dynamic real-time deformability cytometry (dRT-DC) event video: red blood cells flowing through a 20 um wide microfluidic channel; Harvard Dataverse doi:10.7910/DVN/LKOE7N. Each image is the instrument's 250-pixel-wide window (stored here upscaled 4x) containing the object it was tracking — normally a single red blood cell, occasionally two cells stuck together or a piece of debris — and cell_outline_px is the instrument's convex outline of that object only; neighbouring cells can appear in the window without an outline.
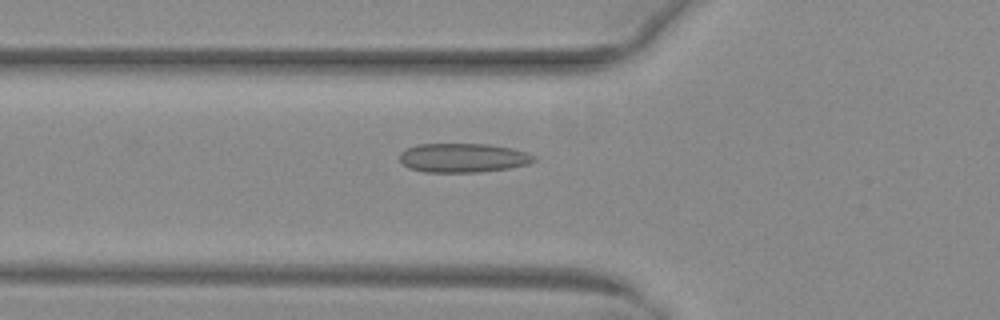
{"species": "common noctule bat (a hibernating species)", "species_latin": "Nyctalus noctula", "temperature_condition": "warm", "stored_images_in_passage": 53, "segment_of_instrument_passage": [1, 2], "camera_frame_rate_fps": 3000, "um_per_image_px": 0.085, "animal": {"sex": "female", "body_mass_g": 29.2, "forearm_length_mm": 56.3}, "frame": {"image": 1, "passage_image": 19, "time_ms": 6.0, "image_size_px": [1000, 320], "cell_outline_px": [[536, 160], [528, 164], [508, 168], [480, 172], [424, 172], [408, 168], [400, 160], [400, 152], [416, 144], [488, 144], [512, 148], [536, 156]], "centroid_in_image_um": [39.35, 13.41], "position_along_channel_um": 86.5, "area_um2": 22.77}}
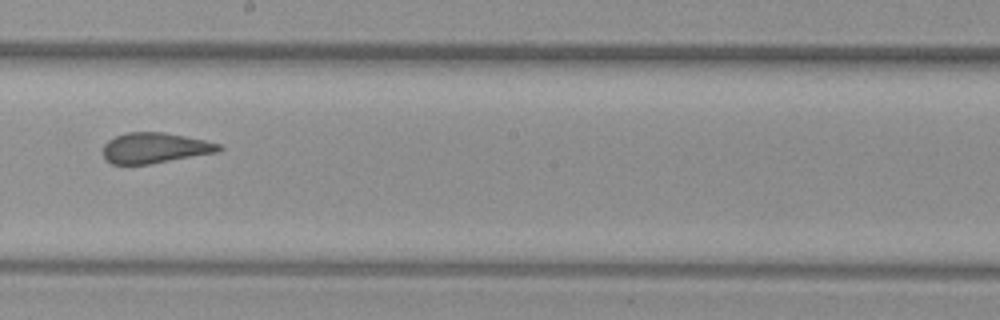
{"frame": {"image": 2, "passage_image": 30, "time_ms": 9.667, "image_size_px": [1000, 320], "cell_outline_px": [[224, 148], [220, 152], [148, 164], [112, 164], [104, 160], [104, 144], [108, 140], [116, 136], [128, 132], [164, 132], [204, 140], [220, 144]], "centroid_in_image_um": [13.18, 12.58], "position_along_channel_um": 235.0, "area_um2": 20.58}}
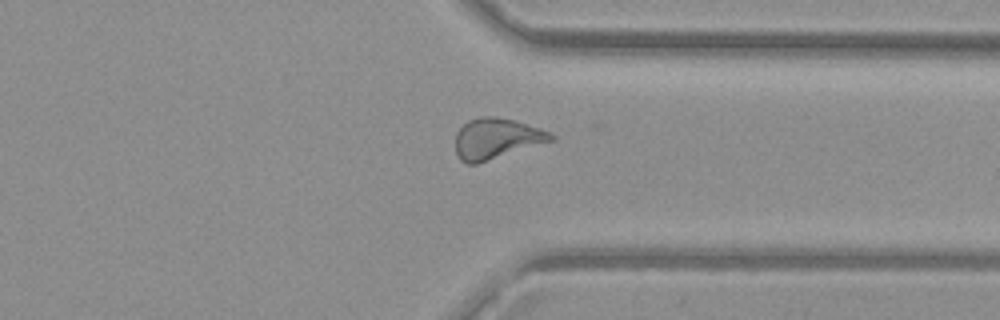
{"frame": {"image": 3, "passage_image": 40, "time_ms": 13.0, "image_size_px": [1000, 320], "cell_outline_px": [[556, 140], [476, 164], [468, 164], [460, 160], [456, 152], [456, 132], [468, 120], [480, 116], [492, 116], [512, 120], [540, 128], [556, 136]], "centroid_in_image_um": [42.2, 11.78], "position_along_channel_um": 369.2, "area_um2": 22.6}}